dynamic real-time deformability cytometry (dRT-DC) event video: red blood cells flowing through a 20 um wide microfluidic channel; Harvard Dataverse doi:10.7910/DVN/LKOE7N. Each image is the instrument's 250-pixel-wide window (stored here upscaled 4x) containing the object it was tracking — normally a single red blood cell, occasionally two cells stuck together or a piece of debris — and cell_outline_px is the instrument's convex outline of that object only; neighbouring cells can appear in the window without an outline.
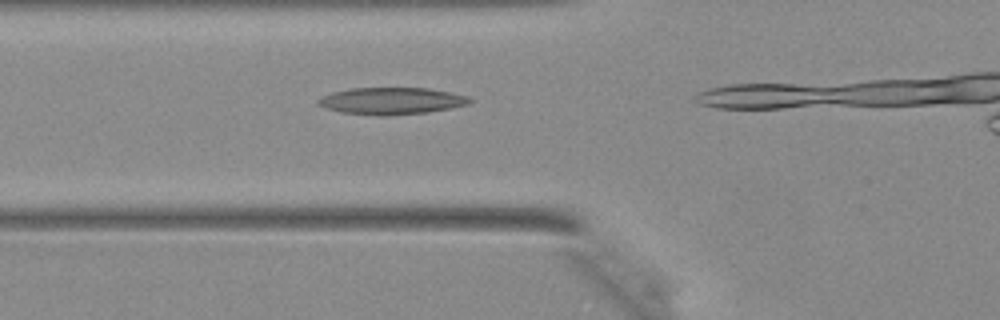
{"species": "Egyptian fruit bat (a non-hibernating species)", "species_latin": "Rousettus aegyptiacus", "temperature_condition": "warm", "stored_images_in_passage": 4, "camera_frame_rate_fps": 3000, "um_per_image_px": 0.085, "animal": {"sex": "female"}, "frame": {"image": 1, "passage_image": 3, "time_ms": 0.667, "image_size_px": [1000, 320], "cell_outline_px": [[472, 100], [468, 104], [428, 112], [344, 112], [328, 108], [320, 104], [316, 100], [320, 96], [332, 92], [352, 88], [428, 88], [452, 92], [468, 96]], "centroid_in_image_um": [33.32, 8.5], "position_along_channel_um": 92.5, "area_um2": 22.31}}